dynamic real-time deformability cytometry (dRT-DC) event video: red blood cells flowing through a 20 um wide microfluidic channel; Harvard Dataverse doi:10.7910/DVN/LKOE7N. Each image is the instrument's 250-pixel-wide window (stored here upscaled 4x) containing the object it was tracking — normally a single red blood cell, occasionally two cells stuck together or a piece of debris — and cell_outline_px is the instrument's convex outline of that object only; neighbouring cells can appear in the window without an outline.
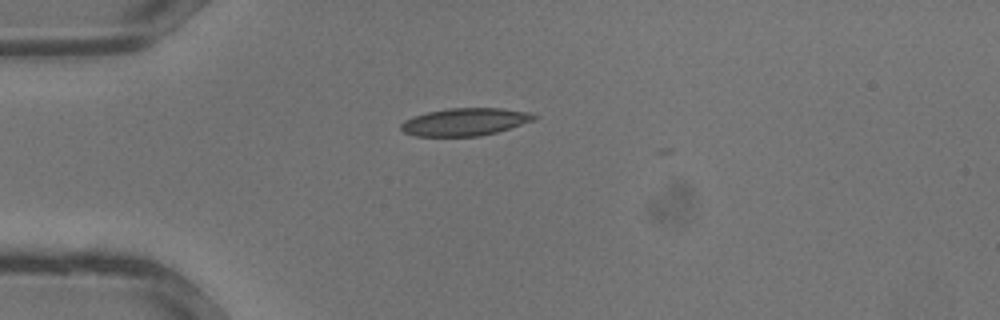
{"species": "common noctule bat (a hibernating species)", "species_latin": "Nyctalus noctula", "temperature_condition": "warm", "stored_images_in_passage": 5, "camera_frame_rate_fps": 3000, "um_per_image_px": 0.085, "animal": {"sex": "male", "body_mass_g": 13.3}, "frame": {"image": 1, "passage_image": 4, "time_ms": 1.0, "image_size_px": [1000, 320], "cell_outline_px": [[540, 116], [536, 120], [496, 132], [480, 136], [416, 136], [404, 132], [400, 128], [400, 124], [404, 120], [412, 116], [428, 112], [448, 108], [500, 108], [532, 112]], "centroid_in_image_um": [39.56, 10.35], "position_along_channel_um": 45.4, "area_um2": 21.56}}